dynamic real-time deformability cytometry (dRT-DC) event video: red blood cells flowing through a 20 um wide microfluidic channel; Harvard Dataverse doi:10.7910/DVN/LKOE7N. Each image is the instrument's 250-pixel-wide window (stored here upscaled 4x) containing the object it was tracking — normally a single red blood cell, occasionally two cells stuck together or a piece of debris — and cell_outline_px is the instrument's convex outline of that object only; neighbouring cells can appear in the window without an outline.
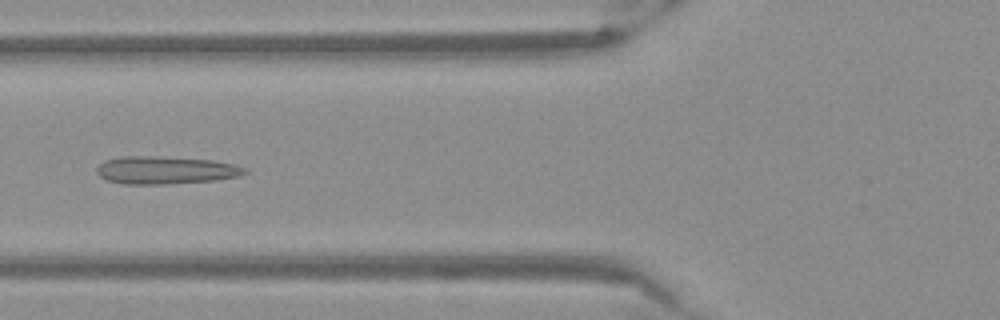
{"species": "Egyptian fruit bat (a non-hibernating species)", "species_latin": "Rousettus aegyptiacus", "temperature_condition": "warm", "stored_images_in_passage": 52, "camera_frame_rate_fps": 3000, "um_per_image_px": 0.085, "frame": {"image": 1, "passage_image": 20, "time_ms": 6.333, "image_size_px": [1000, 320], "cell_outline_px": [[248, 172], [240, 176], [212, 180], [164, 184], [124, 184], [108, 180], [100, 176], [96, 172], [96, 168], [104, 160], [120, 156], [156, 156], [212, 160], [236, 164], [248, 168]], "centroid_in_image_um": [14.08, 14.45], "position_along_channel_um": 111.7, "area_um2": 23.99}}
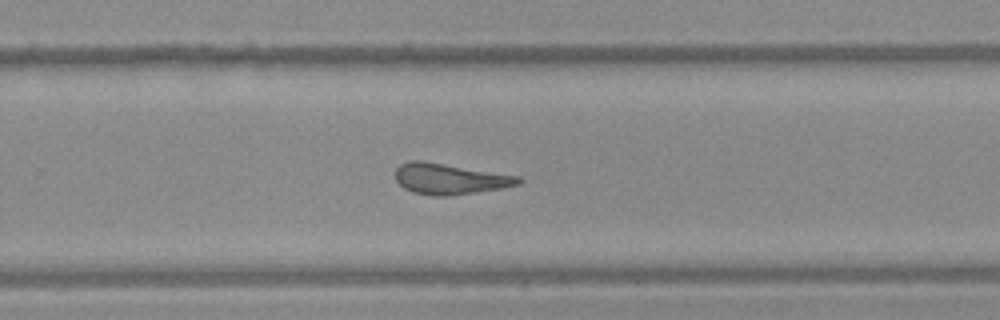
{"frame": {"image": 2, "passage_image": 34, "time_ms": 11.0, "image_size_px": [1000, 320], "cell_outline_px": [[524, 180], [520, 184], [504, 188], [448, 196], [436, 196], [412, 192], [404, 188], [396, 180], [396, 168], [400, 164], [408, 160], [424, 160], [520, 176]], "centroid_in_image_um": [38.25, 15.19], "position_along_channel_um": 291.5, "area_um2": 22.37}}
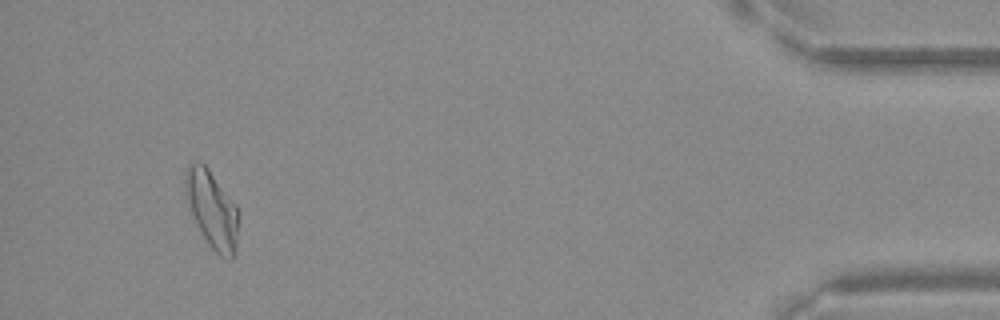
{"frame": {"image": 3, "passage_image": 49, "time_ms": 16.0, "image_size_px": [1000, 320], "cell_outline_px": [[240, 212], [236, 248], [232, 260], [228, 260], [220, 256], [208, 244], [192, 212], [184, 192], [184, 172], [188, 164], [196, 160], [200, 160], [208, 168]], "centroid_in_image_um": [18.03, 17.78], "position_along_channel_um": 417.2, "area_um2": 23.87}}